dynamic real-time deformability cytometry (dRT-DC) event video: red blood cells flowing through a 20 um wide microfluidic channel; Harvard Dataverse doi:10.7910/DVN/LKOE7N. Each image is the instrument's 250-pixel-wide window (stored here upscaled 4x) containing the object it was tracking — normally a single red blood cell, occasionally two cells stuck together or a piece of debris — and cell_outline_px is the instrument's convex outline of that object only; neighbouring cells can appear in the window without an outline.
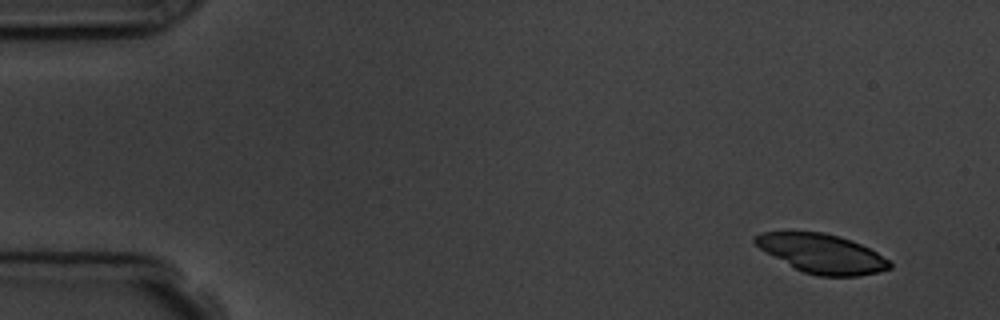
{"species": "common noctule bat (a hibernating species)", "species_latin": "Nyctalus noctula", "temperature_condition": "room temperature", "stored_images_in_passage": 5, "camera_frame_rate_fps": 3000, "um_per_image_px": 0.085, "animal": {"sex": "male", "body_mass_g": 19.5, "forearm_length_mm": 54.6}, "frame": {"image": 1, "passage_image": 1, "time_ms": 0.0, "image_size_px": [1000, 320], "cell_outline_px": [[892, 268], [880, 272], [860, 276], [820, 276], [804, 272], [796, 268], [760, 248], [752, 240], [752, 236], [760, 232], [824, 232], [840, 236], [852, 240], [876, 252], [888, 260], [892, 264]], "centroid_in_image_um": [69.89, 21.55], "position_along_channel_um": 15.1, "area_um2": 30.35}}